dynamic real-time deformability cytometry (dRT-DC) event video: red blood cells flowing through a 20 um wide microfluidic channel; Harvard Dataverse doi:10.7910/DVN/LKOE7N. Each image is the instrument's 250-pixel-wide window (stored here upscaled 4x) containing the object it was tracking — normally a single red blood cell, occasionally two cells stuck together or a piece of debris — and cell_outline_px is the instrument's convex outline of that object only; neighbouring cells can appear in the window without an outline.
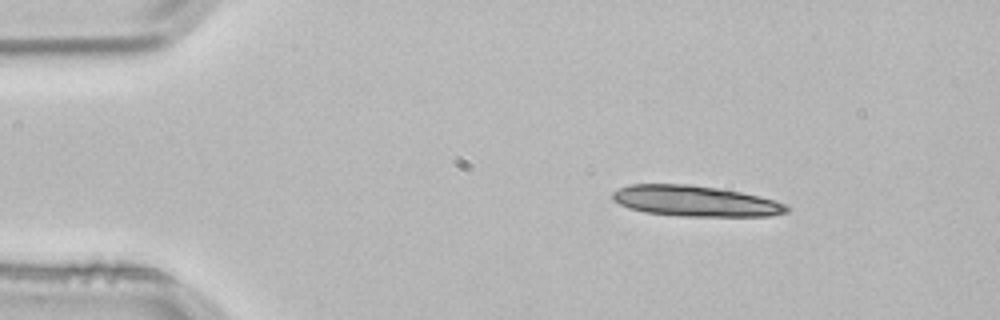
{"species": "common noctule bat (a hibernating species)", "species_latin": "Nyctalus noctula", "temperature_condition": "room temperature", "stored_images_in_passage": 3, "camera_frame_rate_fps": 3000, "um_per_image_px": 0.085, "animal": {"sex": "male", "body_mass_g": 21.5, "forearm_length_mm": 52.0}, "frame": {"image": 1, "passage_image": 1, "time_ms": 0.0, "image_size_px": [1000, 320], "cell_outline_px": [[792, 208], [788, 212], [768, 216], [680, 216], [644, 212], [628, 208], [612, 200], [612, 192], [628, 184], [688, 184], [720, 188], [760, 196], [776, 200], [788, 204]], "centroid_in_image_um": [59.13, 17.09], "position_along_channel_um": 25.9, "area_um2": 31.5}}
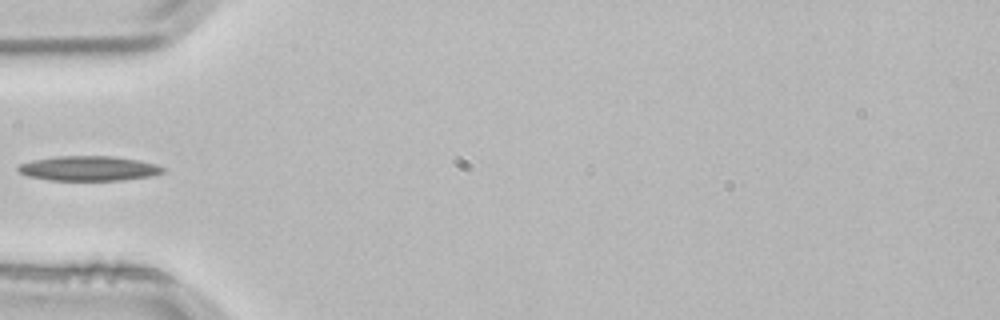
{"frame": {"image": 2, "passage_image": 3, "time_ms": 0.667, "image_size_px": [1000, 320], "cell_outline_px": [[164, 172], [152, 176], [120, 180], [48, 180], [28, 176], [20, 172], [16, 168], [20, 164], [32, 160], [56, 156], [112, 156], [136, 160], [156, 164], [164, 168]], "centroid_in_image_um": [7.52, 14.31], "position_along_channel_um": 77.5, "area_um2": 20.81}}